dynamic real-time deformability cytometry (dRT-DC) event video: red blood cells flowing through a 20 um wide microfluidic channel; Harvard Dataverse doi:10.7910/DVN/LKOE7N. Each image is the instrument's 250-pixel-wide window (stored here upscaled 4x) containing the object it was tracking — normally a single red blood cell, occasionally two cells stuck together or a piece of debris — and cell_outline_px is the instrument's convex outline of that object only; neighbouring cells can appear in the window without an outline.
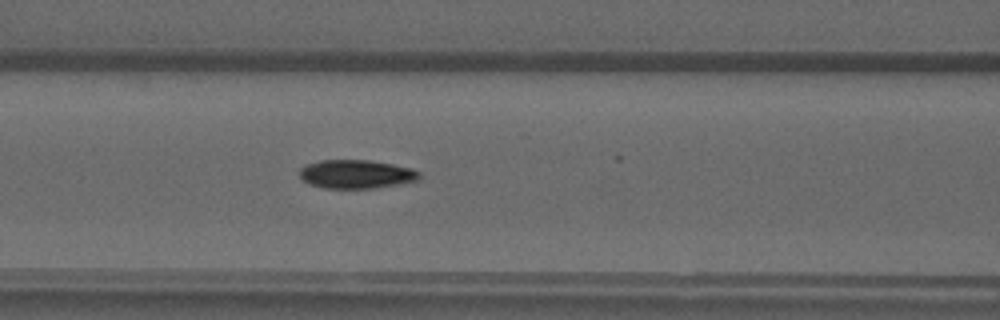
{"species": "common noctule bat (a hibernating species)", "species_latin": "Nyctalus noctula", "temperature_condition": "warm", "stored_images_in_passage": 27, "camera_frame_rate_fps": 3000, "um_per_image_px": 0.085, "animal": {"sex": "male", "forearm_length_mm": 52.5}, "frame": {"image": 1, "passage_image": 10, "time_ms": 3.0, "image_size_px": [1000, 320], "cell_outline_px": [[420, 180], [372, 188], [324, 188], [312, 184], [304, 180], [300, 176], [300, 168], [308, 164], [320, 160], [368, 160], [392, 164], [412, 168], [420, 172]], "centroid_in_image_um": [30.3, 14.79], "position_along_channel_um": 136.3, "area_um2": 19.77}}
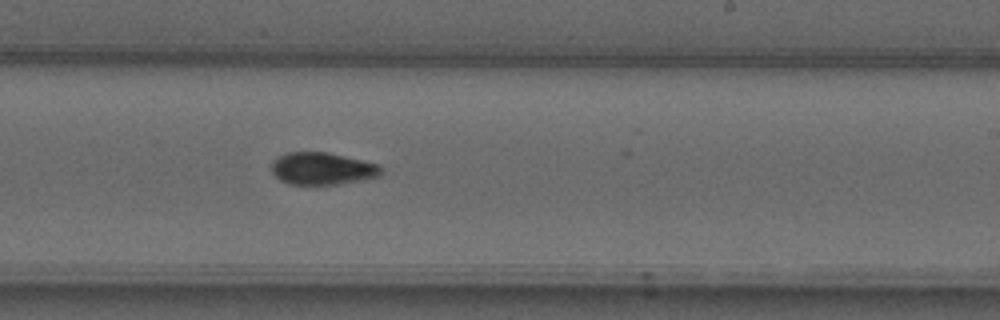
{"frame": {"image": 2, "passage_image": 19, "time_ms": 6.0, "image_size_px": [1000, 320], "cell_outline_px": [[384, 172], [380, 176], [360, 180], [336, 184], [288, 184], [280, 180], [272, 172], [272, 160], [288, 152], [328, 152], [380, 164], [384, 168]], "centroid_in_image_um": [27.43, 14.32], "position_along_channel_um": 261.6, "area_um2": 20.69}}
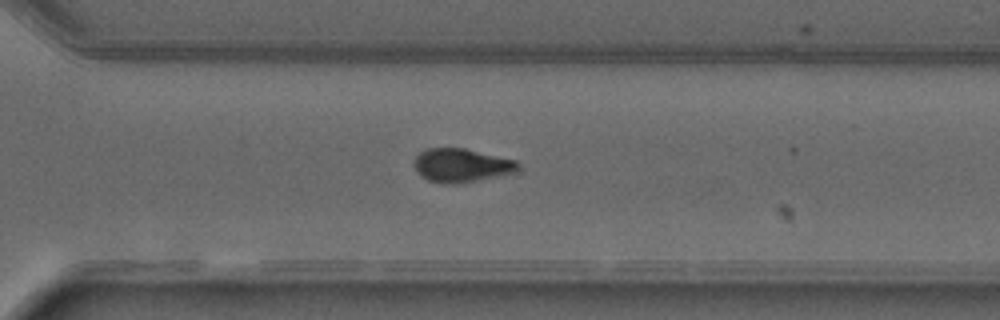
{"frame": {"image": 3, "passage_image": 24, "time_ms": 7.667, "image_size_px": [1000, 320], "cell_outline_px": [[520, 168], [516, 172], [500, 176], [456, 184], [440, 184], [428, 180], [420, 176], [412, 164], [412, 160], [420, 152], [428, 148], [464, 148], [516, 160], [520, 164]], "centroid_in_image_um": [39.2, 14.06], "position_along_channel_um": 331.4, "area_um2": 20.69}}